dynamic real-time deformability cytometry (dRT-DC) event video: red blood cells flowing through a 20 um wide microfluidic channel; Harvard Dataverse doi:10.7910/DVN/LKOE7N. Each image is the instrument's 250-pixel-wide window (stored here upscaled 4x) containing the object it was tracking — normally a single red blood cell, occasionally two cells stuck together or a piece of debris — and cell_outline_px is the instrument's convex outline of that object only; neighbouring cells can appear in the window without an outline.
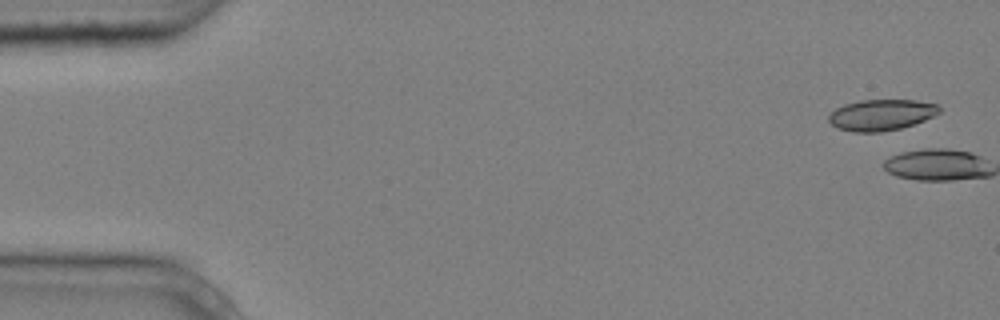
{"species": "common noctule bat (a hibernating species)", "species_latin": "Nyctalus noctula", "temperature_condition": "cold", "stored_images_in_passage": 7, "camera_frame_rate_fps": 3000, "um_per_image_px": 0.085, "animal": {"sex": "male", "body_mass_g": 20.4}, "frame": {"image": 1, "passage_image": 1, "time_ms": 0.0, "image_size_px": [1000, 320], "cell_outline_px": [[940, 112], [924, 120], [900, 128], [880, 132], [852, 132], [836, 128], [828, 120], [828, 116], [836, 108], [844, 104], [860, 100], [916, 100], [936, 104], [940, 108]], "centroid_in_image_um": [74.87, 9.76], "position_along_channel_um": 10.1, "area_um2": 19.94}}
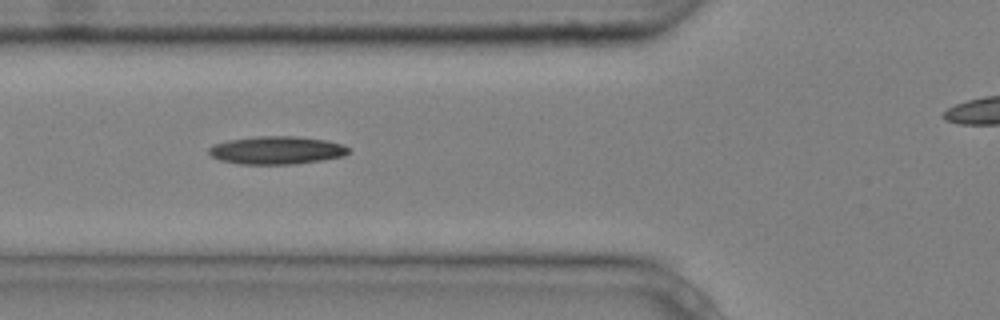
{"frame": {"image": 2, "passage_image": 6, "time_ms": 1.667, "image_size_px": [1000, 320], "cell_outline_px": [[348, 152], [344, 156], [320, 160], [292, 164], [240, 164], [220, 160], [212, 156], [208, 152], [208, 148], [212, 144], [228, 140], [256, 136], [296, 136], [328, 140], [340, 144], [348, 148]], "centroid_in_image_um": [23.47, 12.76], "position_along_channel_um": 102.3, "area_um2": 22.72}}